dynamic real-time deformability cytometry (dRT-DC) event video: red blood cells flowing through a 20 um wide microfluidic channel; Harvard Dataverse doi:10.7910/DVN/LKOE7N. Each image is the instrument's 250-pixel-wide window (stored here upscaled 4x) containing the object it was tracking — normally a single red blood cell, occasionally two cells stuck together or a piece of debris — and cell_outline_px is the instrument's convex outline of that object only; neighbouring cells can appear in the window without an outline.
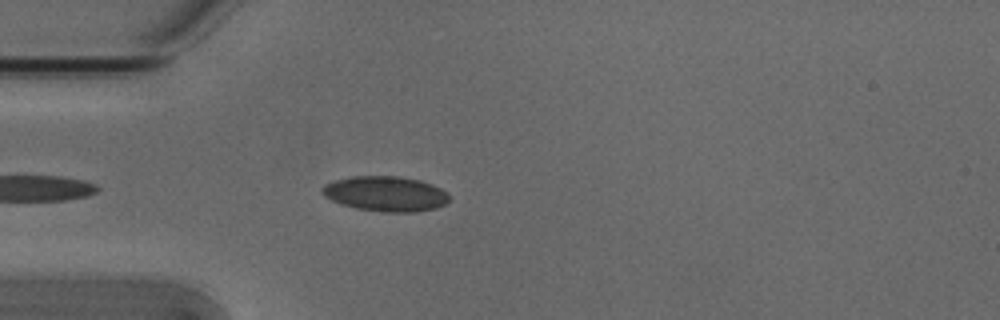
{"species": "Egyptian fruit bat (a non-hibernating species)", "species_latin": "Rousettus aegyptiacus", "temperature_condition": "cold", "stored_images_in_passage": 4, "camera_frame_rate_fps": 3000, "um_per_image_px": 0.085, "animal": {"sex": "male"}, "frame": {"image": 1, "passage_image": 4, "time_ms": 1.0, "image_size_px": [1000, 320], "cell_outline_px": [[448, 200], [444, 204], [436, 208], [416, 212], [384, 212], [356, 208], [340, 204], [324, 196], [320, 192], [320, 188], [324, 184], [336, 180], [352, 176], [396, 176], [420, 180], [432, 184], [448, 192]], "centroid_in_image_um": [32.75, 16.47], "position_along_channel_um": 52.3, "area_um2": 26.07}}